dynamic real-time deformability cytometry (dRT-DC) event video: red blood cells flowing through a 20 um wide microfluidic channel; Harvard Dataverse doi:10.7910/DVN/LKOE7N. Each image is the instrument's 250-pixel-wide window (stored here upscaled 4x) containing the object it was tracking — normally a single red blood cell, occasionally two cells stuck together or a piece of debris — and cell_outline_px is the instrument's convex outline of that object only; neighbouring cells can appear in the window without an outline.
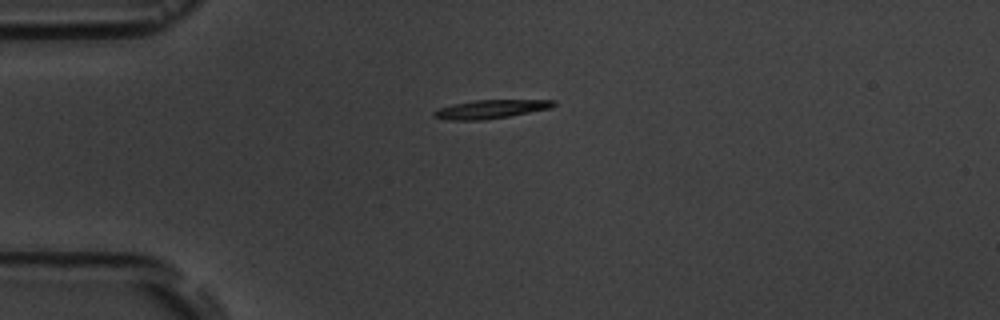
{"species": "common noctule bat (a hibernating species)", "species_latin": "Nyctalus noctula", "temperature_condition": "room temperature", "stored_images_in_passage": 2, "camera_frame_rate_fps": 3000, "um_per_image_px": 0.085, "animal": {"sex": "male", "body_mass_g": 19.5, "forearm_length_mm": 54.6}, "frame": {"image": 1, "passage_image": 1, "time_ms": 0.0, "image_size_px": [1000, 320], "cell_outline_px": [[556, 104], [552, 108], [508, 116], [484, 120], [448, 120], [432, 116], [432, 112], [440, 108], [452, 104], [476, 100], [556, 100]], "centroid_in_image_um": [41.71, 9.28], "position_along_channel_um": 43.3, "area_um2": 12.95}}